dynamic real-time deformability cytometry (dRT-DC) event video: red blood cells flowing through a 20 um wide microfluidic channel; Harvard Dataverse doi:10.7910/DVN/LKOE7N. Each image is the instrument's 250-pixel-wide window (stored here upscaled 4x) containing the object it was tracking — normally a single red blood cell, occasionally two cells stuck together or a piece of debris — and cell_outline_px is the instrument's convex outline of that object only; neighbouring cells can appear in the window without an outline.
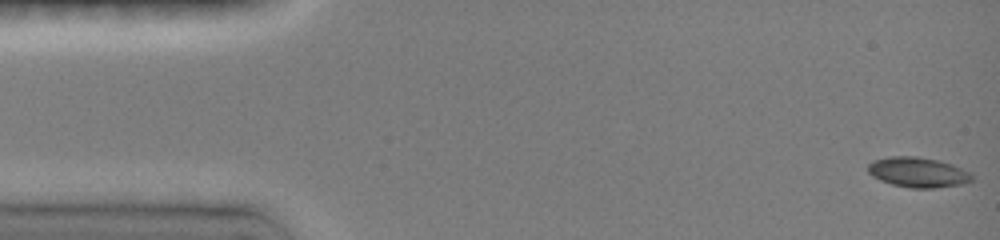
{"species": "common noctule bat (a hibernating species)", "species_latin": "Nyctalus noctula", "temperature_condition": "room temperature", "stored_images_in_passage": 18, "camera_frame_rate_fps": 3000, "um_per_image_px": 0.085, "animal": {"sex": "female", "body_mass_g": 19.0, "forearm_length_mm": 51.5}, "frame": {"image": 1, "passage_image": 1, "time_ms": 0.0, "image_size_px": [1000, 240], "cell_outline_px": [[972, 180], [960, 184], [932, 188], [908, 188], [892, 184], [880, 180], [872, 176], [868, 172], [868, 164], [872, 160], [888, 156], [916, 156], [940, 160], [952, 164], [972, 172]], "centroid_in_image_um": [78.01, 14.63], "position_along_channel_um": 7.0, "area_um2": 18.38}}
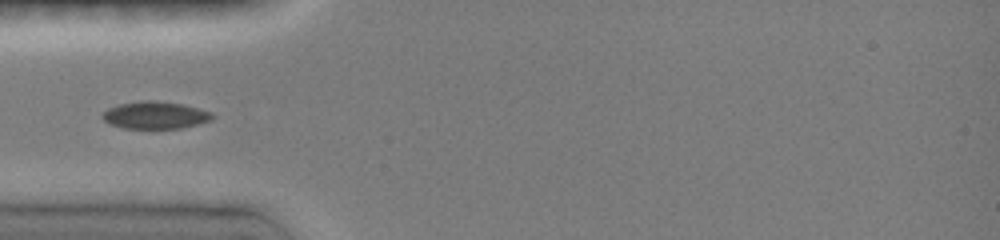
{"frame": {"image": 2, "passage_image": 13, "time_ms": 4.0, "image_size_px": [1000, 240], "cell_outline_px": [[216, 116], [212, 120], [180, 128], [124, 128], [108, 124], [100, 116], [108, 108], [120, 104], [144, 100], [152, 100], [184, 104], [212, 112]], "centroid_in_image_um": [13.2, 9.78], "position_along_channel_um": 71.8, "area_um2": 17.51}}
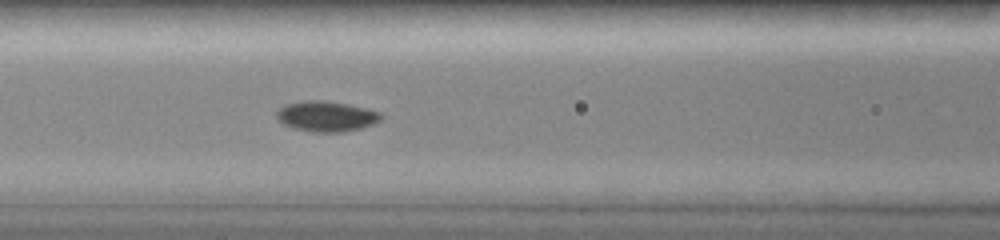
{"frame": {"image": 3, "passage_image": 18, "time_ms": 5.667, "image_size_px": [1000, 240], "cell_outline_px": [[384, 116], [380, 120], [372, 124], [360, 128], [344, 132], [308, 132], [292, 128], [276, 120], [276, 112], [284, 104], [304, 100], [320, 100], [348, 104], [368, 108], [380, 112]], "centroid_in_image_um": [27.71, 9.89], "position_along_channel_um": 138.9, "area_um2": 18.79}}